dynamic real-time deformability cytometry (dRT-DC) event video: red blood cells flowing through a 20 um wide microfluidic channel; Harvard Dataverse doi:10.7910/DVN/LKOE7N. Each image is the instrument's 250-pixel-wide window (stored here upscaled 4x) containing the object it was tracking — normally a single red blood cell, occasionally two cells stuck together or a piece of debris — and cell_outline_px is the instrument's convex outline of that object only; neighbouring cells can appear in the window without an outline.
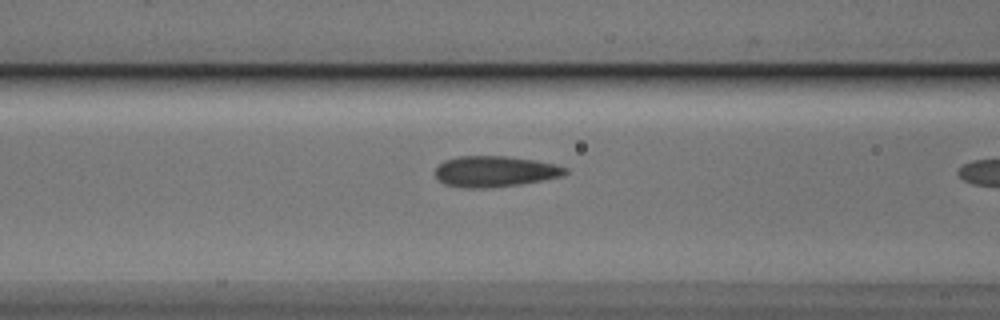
{"species": "Egyptian fruit bat (a non-hibernating species)", "species_latin": "Rousettus aegyptiacus", "temperature_condition": "cold", "stored_images_in_passage": 20, "camera_frame_rate_fps": 3000, "um_per_image_px": 0.085, "animal": {"sex": "male"}, "frame": {"image": 1, "passage_image": 9, "time_ms": 2.667, "image_size_px": [1000, 320], "cell_outline_px": [[568, 172], [564, 176], [544, 180], [520, 184], [488, 188], [464, 188], [444, 184], [436, 176], [436, 168], [444, 160], [456, 156], [508, 156], [536, 160], [556, 164], [568, 168]], "centroid_in_image_um": [42.1, 14.57], "position_along_channel_um": 124.5, "area_um2": 23.64}}
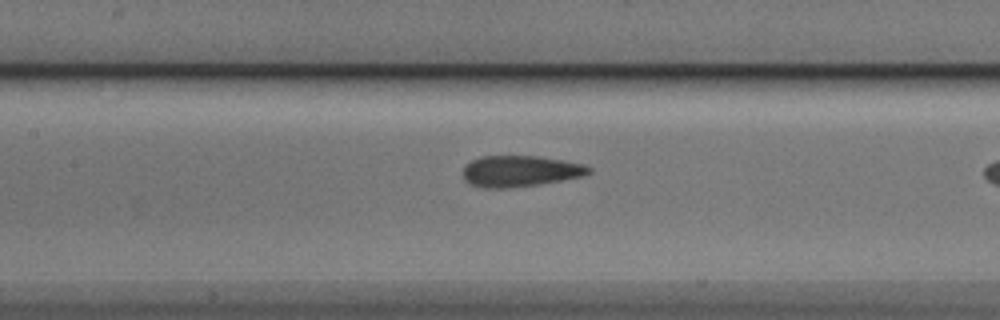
{"frame": {"image": 2, "passage_image": 12, "time_ms": 3.667, "image_size_px": [1000, 320], "cell_outline_px": [[592, 172], [580, 176], [540, 184], [508, 188], [484, 188], [468, 184], [464, 180], [464, 164], [480, 156], [536, 156], [584, 164], [592, 168]], "centroid_in_image_um": [44.16, 14.55], "position_along_channel_um": 163.2, "area_um2": 22.77}}
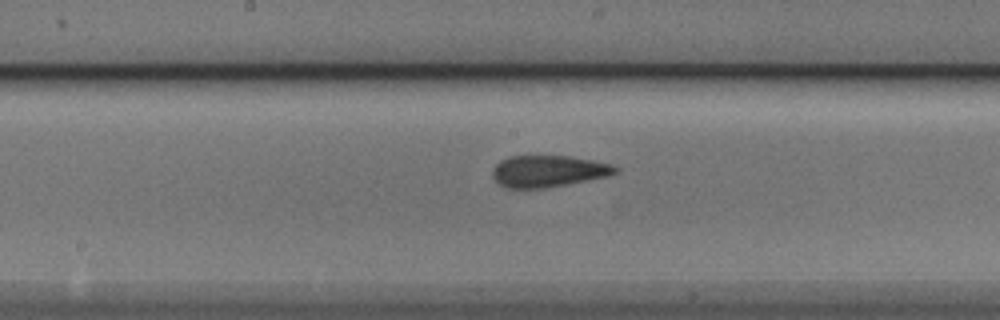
{"frame": {"image": 3, "passage_image": 15, "time_ms": 4.667, "image_size_px": [1000, 320], "cell_outline_px": [[620, 172], [608, 176], [548, 188], [504, 188], [496, 184], [492, 176], [492, 168], [500, 160], [508, 156], [568, 156], [592, 160], [612, 164], [620, 168]], "centroid_in_image_um": [46.58, 14.56], "position_along_channel_um": 201.6, "area_um2": 23.06}}